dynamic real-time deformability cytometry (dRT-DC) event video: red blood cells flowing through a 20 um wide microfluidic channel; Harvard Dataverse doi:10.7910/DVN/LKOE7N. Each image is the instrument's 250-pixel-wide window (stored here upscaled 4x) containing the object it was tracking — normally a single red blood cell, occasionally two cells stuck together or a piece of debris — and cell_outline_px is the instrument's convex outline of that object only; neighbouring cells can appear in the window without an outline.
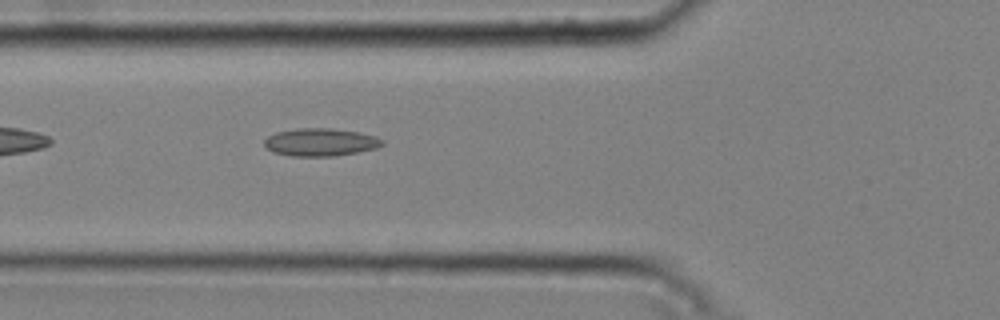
{"species": "common noctule bat (a hibernating species)", "species_latin": "Nyctalus noctula", "temperature_condition": "cold", "stored_images_in_passage": 33, "camera_frame_rate_fps": 3000, "um_per_image_px": 0.085, "animal": {"sex": "male", "body_mass_g": 20.4}, "frame": {"image": 1, "passage_image": 4, "time_ms": 1.0, "image_size_px": [1000, 320], "cell_outline_px": [[384, 144], [376, 148], [336, 156], [288, 156], [272, 152], [264, 148], [264, 140], [268, 136], [276, 132], [296, 128], [332, 128], [360, 132], [376, 136], [384, 140]], "centroid_in_image_um": [27.21, 12.08], "position_along_channel_um": 98.6, "area_um2": 19.36}}
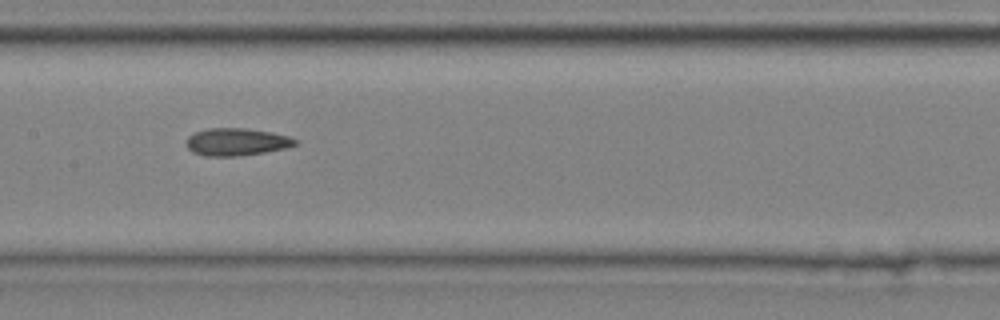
{"frame": {"image": 2, "passage_image": 11, "time_ms": 3.333, "image_size_px": [1000, 320], "cell_outline_px": [[300, 144], [288, 148], [264, 152], [236, 156], [204, 156], [192, 152], [188, 148], [188, 136], [196, 132], [208, 128], [244, 128], [272, 132], [288, 136], [300, 140]], "centroid_in_image_um": [20.18, 12.06], "position_along_channel_um": 187.2, "area_um2": 17.51}}
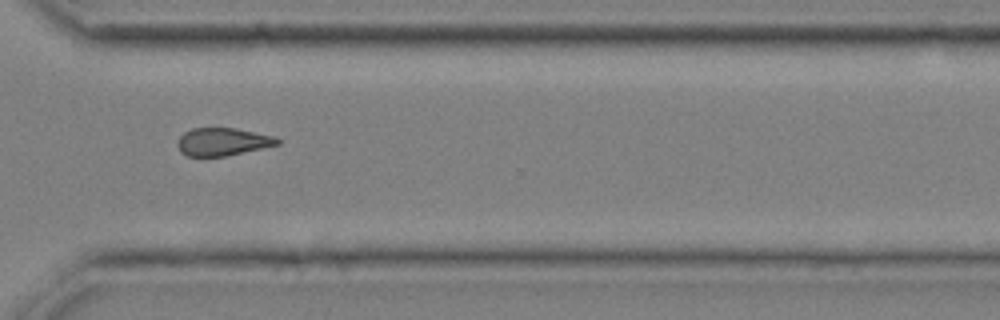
{"frame": {"image": 3, "passage_image": 24, "time_ms": 7.667, "image_size_px": [1000, 320], "cell_outline_px": [[280, 144], [224, 156], [188, 156], [180, 152], [176, 144], [180, 136], [184, 132], [192, 128], [236, 128], [276, 136], [280, 140]], "centroid_in_image_um": [18.92, 12.04], "position_along_channel_um": 351.7, "area_um2": 16.18}, "authors_computed_cell_mechanics": {"area_um2": 17.1088, "velocity_mm_per_s": 3.7855, "shape_relaxation_time_tau1_ms": null, "shape_relaxation_time_tau2_ms": 5.2756, "deformation_change_tau1": null, "deformation_change_tau2": 0.1525}}